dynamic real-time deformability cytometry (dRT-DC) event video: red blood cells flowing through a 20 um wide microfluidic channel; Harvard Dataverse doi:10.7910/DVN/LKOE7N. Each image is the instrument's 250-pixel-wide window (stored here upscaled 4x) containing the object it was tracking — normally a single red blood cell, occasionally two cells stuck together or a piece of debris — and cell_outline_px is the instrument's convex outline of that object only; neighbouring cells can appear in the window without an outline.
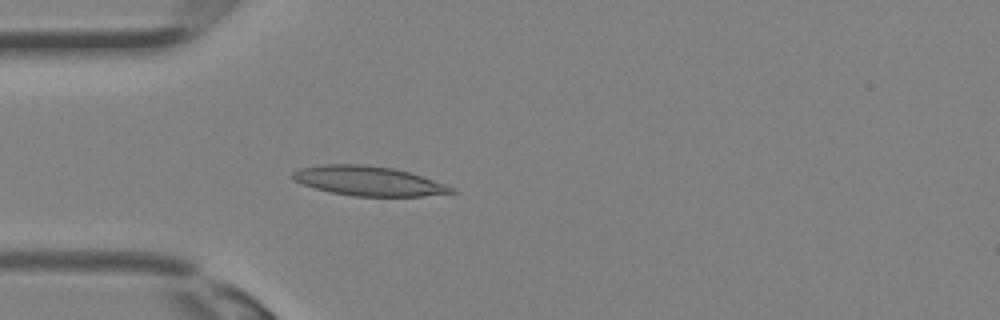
{"species": "Egyptian fruit bat (a non-hibernating species)", "species_latin": "Rousettus aegyptiacus", "temperature_condition": "room temperature", "stored_images_in_passage": 25, "camera_frame_rate_fps": 3000, "um_per_image_px": 0.085, "animal": {"sex": "female"}, "frame": {"image": 1, "passage_image": 1, "time_ms": 0.0, "image_size_px": [1000, 320], "cell_outline_px": [[456, 192], [424, 196], [352, 196], [332, 192], [316, 188], [292, 180], [288, 176], [292, 172], [300, 168], [320, 164], [364, 164], [392, 168], [408, 172], [444, 184], [452, 188]], "centroid_in_image_um": [31.23, 15.37], "position_along_channel_um": 53.8, "area_um2": 27.11}}
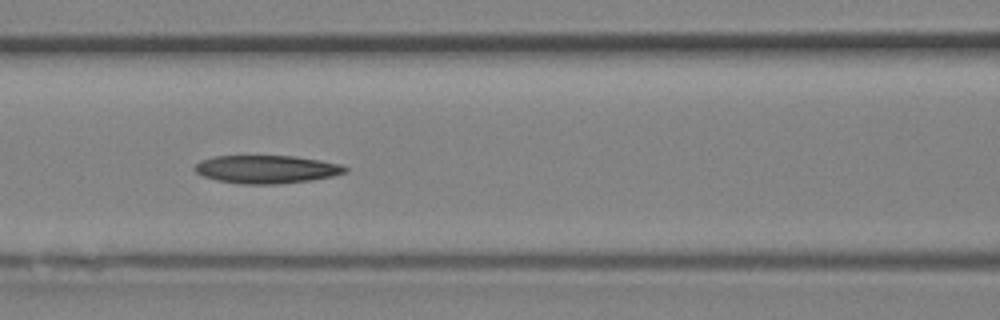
{"frame": {"image": 2, "passage_image": 6, "time_ms": 1.667, "image_size_px": [1000, 320], "cell_outline_px": [[348, 168], [344, 172], [332, 176], [312, 180], [276, 184], [240, 184], [216, 180], [204, 176], [196, 172], [192, 168], [200, 160], [212, 156], [296, 156], [320, 160], [340, 164]], "centroid_in_image_um": [22.61, 14.38], "position_along_channel_um": 144.0, "area_um2": 24.62}}
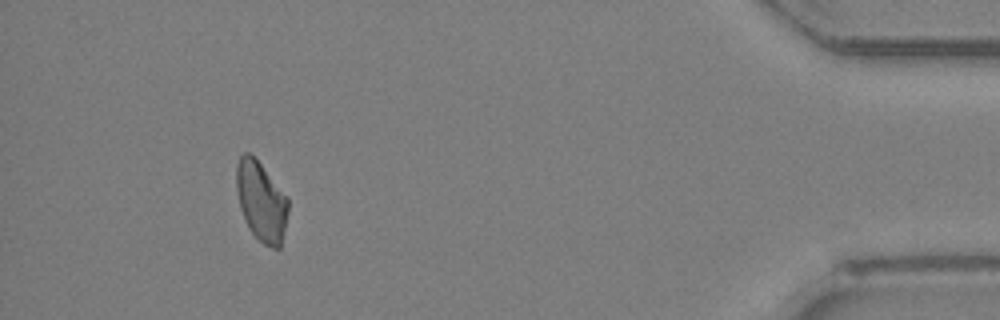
{"frame": {"image": 3, "passage_image": 23, "time_ms": 7.333, "image_size_px": [1000, 320], "cell_outline_px": [[288, 212], [280, 248], [272, 248], [256, 240], [248, 228], [244, 220], [240, 208], [236, 188], [236, 164], [240, 156], [244, 152], [248, 152], [260, 164], [288, 196]], "centroid_in_image_um": [22.19, 17.14], "position_along_channel_um": 413.0, "area_um2": 24.16}}